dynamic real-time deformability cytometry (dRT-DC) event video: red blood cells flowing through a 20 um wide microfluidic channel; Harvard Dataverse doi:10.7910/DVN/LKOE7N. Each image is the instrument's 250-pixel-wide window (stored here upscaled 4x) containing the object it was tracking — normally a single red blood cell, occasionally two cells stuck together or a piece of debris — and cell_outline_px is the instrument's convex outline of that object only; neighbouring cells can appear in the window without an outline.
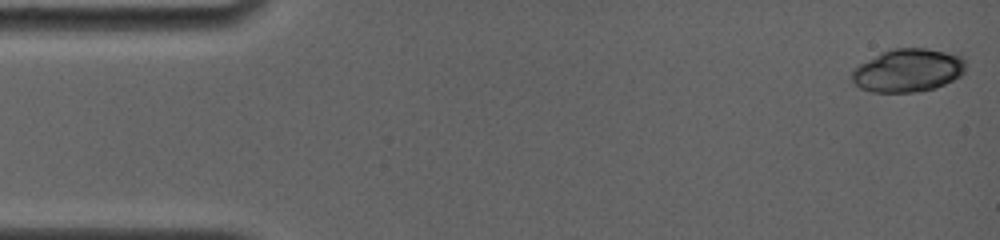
{"species": "common noctule bat (a hibernating species)", "species_latin": "Nyctalus noctula", "temperature_condition": "room temperature", "stored_images_in_passage": 24, "camera_frame_rate_fps": 4000, "um_per_image_px": 0.085, "animal": {"sex": "female", "body_mass_g": 19.0, "forearm_length_mm": 56.7}, "frame": {"image": 1, "passage_image": 1, "time_ms": 0.0, "image_size_px": [1000, 240], "cell_outline_px": [[964, 72], [960, 76], [936, 88], [920, 92], [872, 92], [860, 88], [852, 80], [852, 68], [880, 52], [892, 48], [924, 48], [960, 52], [964, 56]], "centroid_in_image_um": [77.2, 5.96], "position_along_channel_um": 7.8, "area_um2": 29.19}}
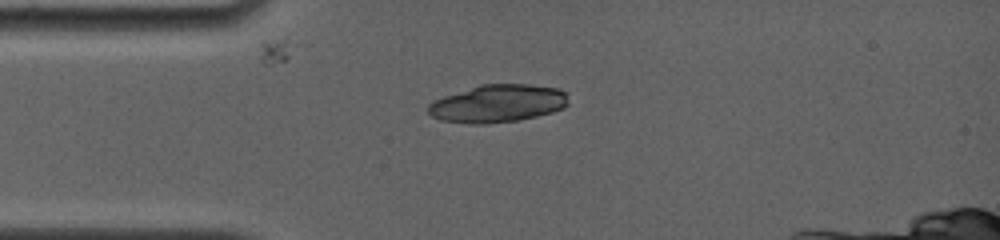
{"frame": {"image": 2, "passage_image": 8, "time_ms": 3.75, "image_size_px": [1000, 240], "cell_outline_px": [[568, 104], [564, 108], [552, 112], [520, 120], [484, 124], [472, 124], [440, 120], [432, 116], [428, 112], [428, 104], [432, 100], [480, 84], [528, 84], [556, 88], [564, 92]], "centroid_in_image_um": [42.27, 8.8], "position_along_channel_um": 42.7, "area_um2": 30.81}}